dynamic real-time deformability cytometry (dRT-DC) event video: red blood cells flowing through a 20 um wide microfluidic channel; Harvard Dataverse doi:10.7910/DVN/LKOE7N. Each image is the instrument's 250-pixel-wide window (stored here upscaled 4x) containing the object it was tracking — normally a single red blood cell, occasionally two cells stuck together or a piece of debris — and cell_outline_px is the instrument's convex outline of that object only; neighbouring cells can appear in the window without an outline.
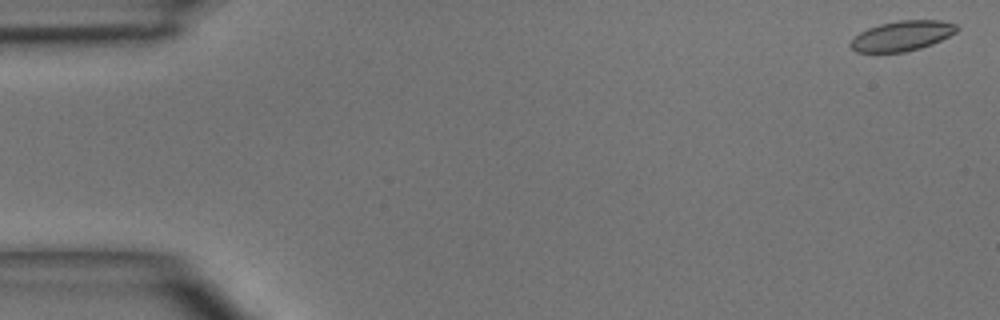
{"species": "common noctule bat (a hibernating species)", "species_latin": "Nyctalus noctula", "temperature_condition": "room temperature", "stored_images_in_passage": 5, "camera_frame_rate_fps": 3000, "um_per_image_px": 0.085, "animal": {"sex": "male", "body_mass_g": 15.6}, "frame": {"image": 1, "passage_image": 1, "time_ms": 0.0, "image_size_px": [1000, 320], "cell_outline_px": [[960, 28], [956, 32], [932, 44], [920, 48], [904, 52], [856, 52], [848, 44], [860, 32], [868, 28], [880, 24], [900, 20], [940, 20], [956, 24]], "centroid_in_image_um": [76.68, 3.04], "position_along_channel_um": 8.3, "area_um2": 18.5}}
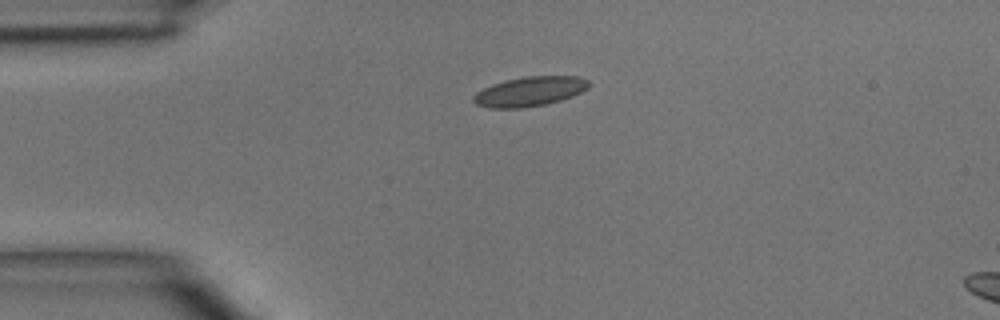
{"frame": {"image": 2, "passage_image": 4, "time_ms": 3.333, "image_size_px": [1000, 320], "cell_outline_px": [[592, 84], [588, 88], [572, 96], [560, 100], [544, 104], [520, 108], [488, 108], [476, 104], [472, 100], [472, 96], [476, 92], [492, 84], [504, 80], [528, 76], [580, 76], [588, 80]], "centroid_in_image_um": [45.02, 7.76], "position_along_channel_um": 40.0, "area_um2": 19.94}}